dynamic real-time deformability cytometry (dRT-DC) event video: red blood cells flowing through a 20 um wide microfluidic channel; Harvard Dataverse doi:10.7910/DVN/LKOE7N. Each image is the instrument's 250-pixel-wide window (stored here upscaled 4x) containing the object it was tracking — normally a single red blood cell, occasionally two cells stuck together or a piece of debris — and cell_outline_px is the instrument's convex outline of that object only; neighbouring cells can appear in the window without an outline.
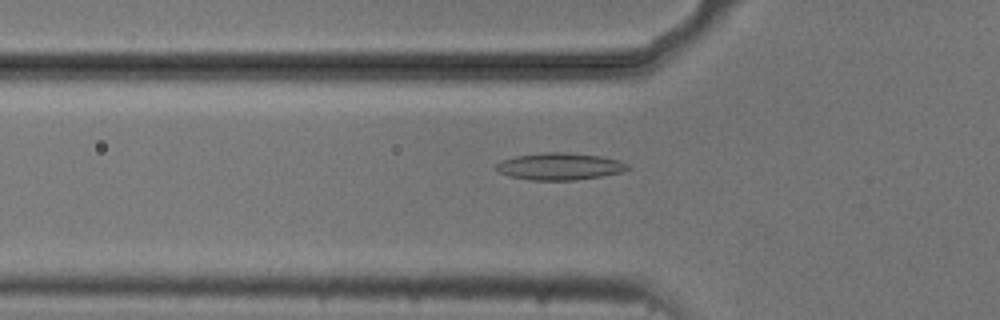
{"species": "common noctule bat (a hibernating species)", "species_latin": "Nyctalus noctula", "temperature_condition": "cold", "stored_images_in_passage": 55, "camera_frame_rate_fps": 3000, "um_per_image_px": 0.085, "animal": {"sex": "male", "body_mass_g": 20.5, "forearm_length_mm": 52.5}, "frame": {"image": 1, "passage_image": 18, "time_ms": 5.667, "image_size_px": [1000, 320], "cell_outline_px": [[632, 168], [620, 172], [600, 176], [576, 180], [532, 180], [508, 176], [492, 168], [500, 160], [516, 156], [544, 152], [564, 152], [600, 156], [620, 160], [628, 164]], "centroid_in_image_um": [47.55, 14.14], "position_along_channel_um": 78.3, "area_um2": 20.81}}
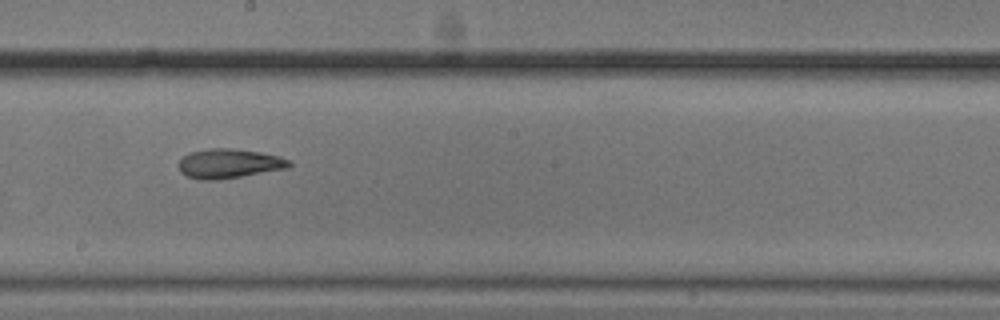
{"frame": {"image": 2, "passage_image": 30, "time_ms": 9.667, "image_size_px": [1000, 320], "cell_outline_px": [[292, 164], [288, 168], [216, 180], [200, 180], [184, 176], [180, 172], [176, 164], [188, 152], [208, 148], [228, 148], [260, 152], [280, 156], [288, 160]], "centroid_in_image_um": [19.4, 13.9], "position_along_channel_um": 228.8, "area_um2": 19.07}}
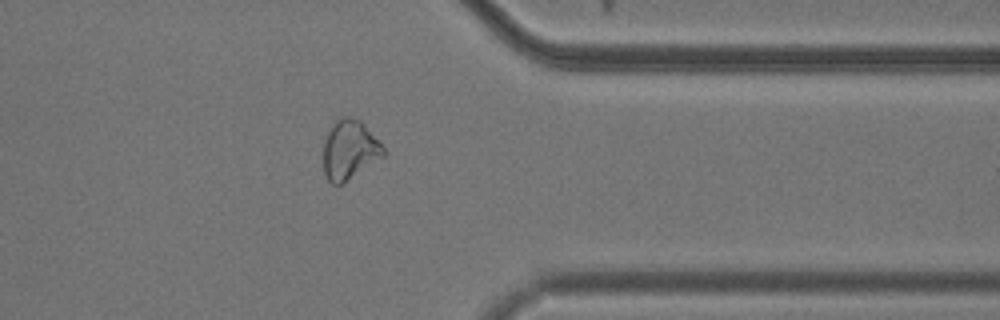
{"frame": {"image": 3, "passage_image": 43, "time_ms": 14.0, "image_size_px": [1000, 320], "cell_outline_px": [[384, 156], [340, 184], [332, 184], [328, 180], [324, 172], [324, 140], [332, 124], [340, 116], [348, 116], [360, 120], [384, 148]], "centroid_in_image_um": [29.68, 12.71], "position_along_channel_um": 381.7, "area_um2": 20.29}, "authors_computed_cell_mechanics": {"area_um2": 20.2878, "velocity_mm_per_s": 3.7357, "shape_relaxation_time_tau1_ms": null, "shape_relaxation_time_tau2_ms": 2.8241, "deformation_change_tau1": null, "deformation_change_tau2": 0.0956}}